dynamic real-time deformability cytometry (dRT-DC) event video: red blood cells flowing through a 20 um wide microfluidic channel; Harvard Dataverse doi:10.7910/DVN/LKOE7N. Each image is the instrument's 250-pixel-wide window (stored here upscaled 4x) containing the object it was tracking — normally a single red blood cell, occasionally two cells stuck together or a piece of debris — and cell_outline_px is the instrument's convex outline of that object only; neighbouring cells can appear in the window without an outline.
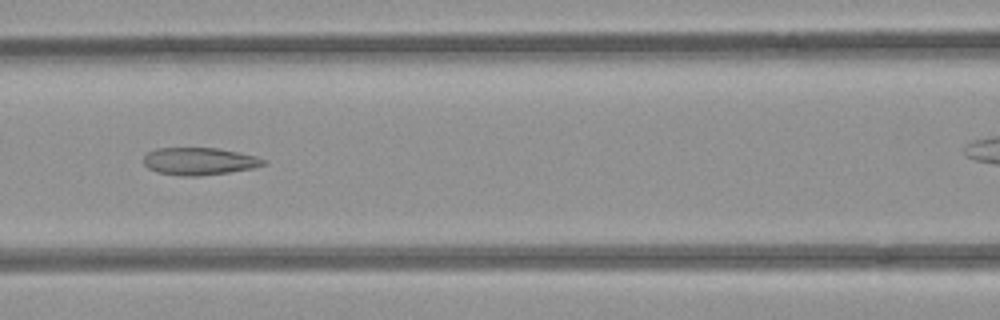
{"species": "common noctule bat (a hibernating species)", "species_latin": "Nyctalus noctula", "temperature_condition": "room temperature", "stored_images_in_passage": 34, "camera_frame_rate_fps": 3000, "um_per_image_px": 0.085, "animal": {"sex": "female", "body_mass_g": 21.9}, "frame": {"image": 1, "passage_image": 13, "time_ms": 4.0, "image_size_px": [1000, 320], "cell_outline_px": [[268, 164], [256, 168], [200, 176], [180, 176], [156, 172], [148, 168], [144, 164], [144, 156], [148, 152], [156, 148], [216, 148], [256, 156], [268, 160]], "centroid_in_image_um": [16.97, 13.71], "position_along_channel_um": 149.6, "area_um2": 19.31}}
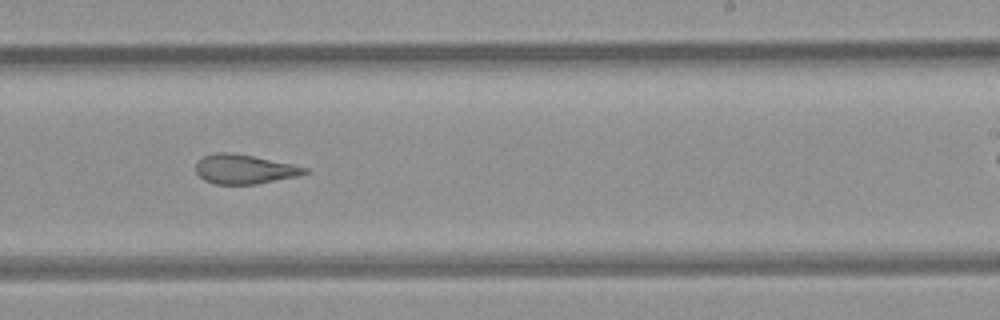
{"frame": {"image": 2, "passage_image": 22, "time_ms": 7.0, "image_size_px": [1000, 320], "cell_outline_px": [[308, 172], [296, 176], [256, 184], [212, 184], [204, 180], [196, 172], [196, 164], [204, 156], [216, 152], [228, 152], [252, 156], [292, 164], [308, 168]], "centroid_in_image_um": [20.74, 14.38], "position_along_channel_um": 268.3, "area_um2": 18.38}}
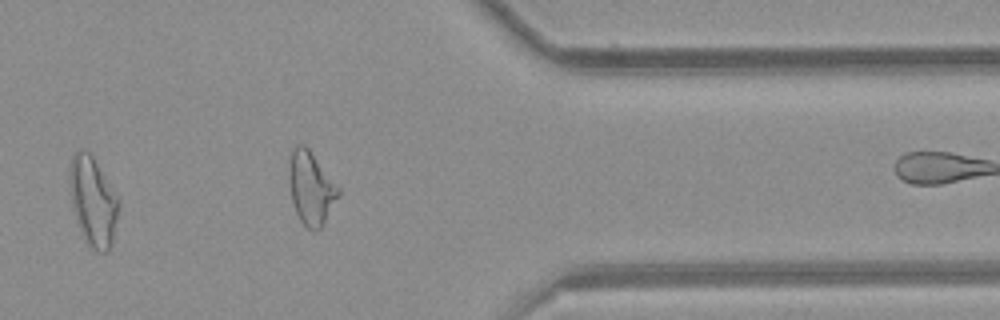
{"frame": {"image": 3, "passage_image": 32, "time_ms": 10.333, "image_size_px": [1000, 320], "cell_outline_px": [[120, 204], [112, 244], [108, 252], [96, 252], [88, 244], [80, 228], [72, 204], [72, 156], [76, 148], [80, 148], [88, 152], [92, 156], [116, 196]], "centroid_in_image_um": [7.95, 17.17], "position_along_channel_um": 403.5, "area_um2": 24.33}}